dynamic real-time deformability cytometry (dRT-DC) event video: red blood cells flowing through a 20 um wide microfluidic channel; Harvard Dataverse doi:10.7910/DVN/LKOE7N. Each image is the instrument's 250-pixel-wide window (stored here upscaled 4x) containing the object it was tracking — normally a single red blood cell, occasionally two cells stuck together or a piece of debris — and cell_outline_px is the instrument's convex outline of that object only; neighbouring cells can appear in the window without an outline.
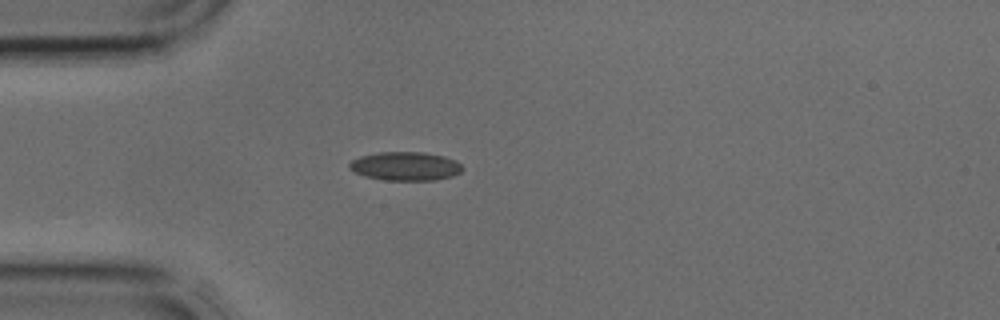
{"species": "common noctule bat (a hibernating species)", "species_latin": "Nyctalus noctula", "temperature_condition": "cold", "stored_images_in_passage": 4, "camera_frame_rate_fps": 3000, "um_per_image_px": 0.085, "animal": {"sex": "male", "body_mass_g": 17.9, "forearm_length_mm": 54.2}, "frame": {"image": 1, "passage_image": 4, "time_ms": 1.0, "image_size_px": [1000, 320], "cell_outline_px": [[464, 168], [460, 172], [452, 176], [436, 180], [384, 180], [364, 176], [348, 168], [348, 164], [352, 160], [360, 156], [376, 152], [424, 152], [444, 156], [456, 160]], "centroid_in_image_um": [34.45, 14.12], "position_along_channel_um": 50.5, "area_um2": 19.02}}